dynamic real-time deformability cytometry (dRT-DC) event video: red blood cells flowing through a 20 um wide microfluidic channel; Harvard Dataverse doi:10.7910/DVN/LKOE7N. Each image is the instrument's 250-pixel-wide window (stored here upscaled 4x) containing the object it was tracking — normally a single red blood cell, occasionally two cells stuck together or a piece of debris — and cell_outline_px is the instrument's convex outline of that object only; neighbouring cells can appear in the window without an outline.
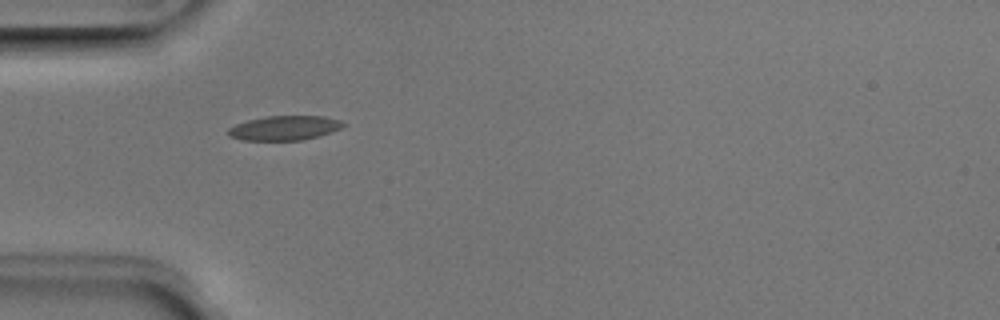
{"species": "Egyptian fruit bat (a non-hibernating species)", "species_latin": "Rousettus aegyptiacus", "temperature_condition": "room temperature", "stored_images_in_passage": 35, "camera_frame_rate_fps": 3000, "um_per_image_px": 0.085, "animal": {"sex": "male"}, "frame": {"image": 1, "passage_image": 2, "time_ms": 0.333, "image_size_px": [1000, 320], "cell_outline_px": [[348, 124], [340, 128], [320, 136], [304, 140], [244, 140], [228, 136], [228, 128], [236, 124], [248, 120], [264, 116], [324, 116], [340, 120]], "centroid_in_image_um": [24.2, 10.87], "position_along_channel_um": 60.8, "area_um2": 16.47}}
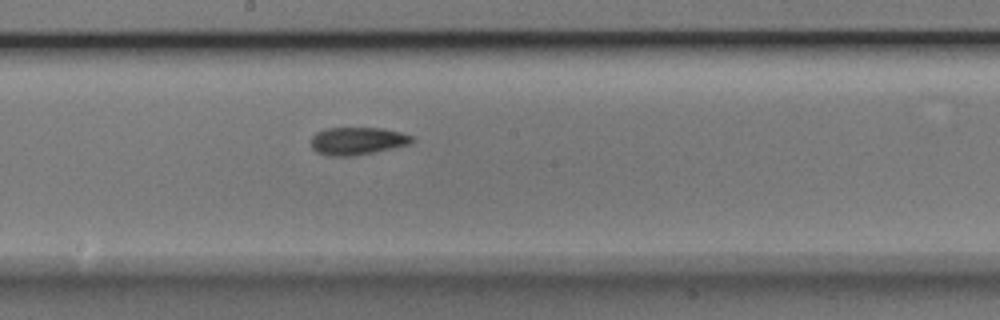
{"frame": {"image": 2, "passage_image": 14, "time_ms": 4.333, "image_size_px": [1000, 320], "cell_outline_px": [[416, 140], [408, 144], [392, 148], [352, 156], [328, 156], [316, 152], [312, 148], [312, 136], [316, 132], [324, 128], [380, 128], [400, 132], [416, 136]], "centroid_in_image_um": [30.38, 11.97], "position_along_channel_um": 217.8, "area_um2": 16.3}}
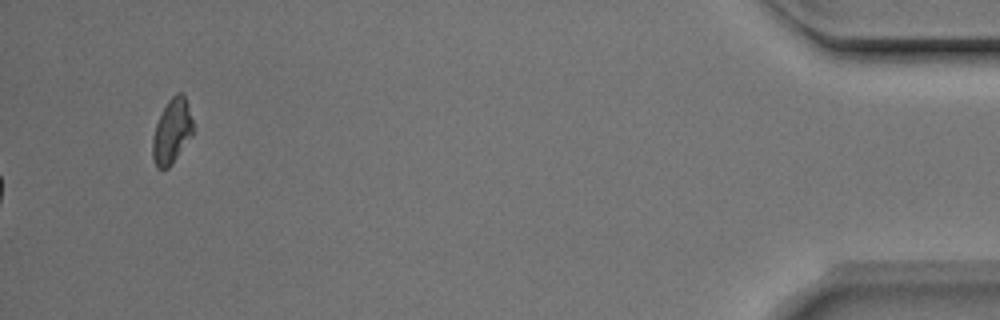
{"frame": {"image": 3, "passage_image": 35, "time_ms": 11.333, "image_size_px": [1000, 320], "cell_outline_px": [[192, 136], [172, 164], [168, 168], [156, 168], [152, 156], [152, 140], [156, 124], [168, 100], [176, 92], [180, 92], [184, 96], [192, 120]], "centroid_in_image_um": [14.59, 11.19], "position_along_channel_um": 420.6, "area_um2": 15.03}, "authors_computed_cell_mechanics": {"area_um2": 16.4152, "velocity_mm_per_s": 3.976, "shape_relaxation_time_tau1_ms": 8.8775, "shape_relaxation_time_tau2_ms": 3.168, "deformation_change_tau1": 0.1664, "deformation_change_tau2": 0.0784}}